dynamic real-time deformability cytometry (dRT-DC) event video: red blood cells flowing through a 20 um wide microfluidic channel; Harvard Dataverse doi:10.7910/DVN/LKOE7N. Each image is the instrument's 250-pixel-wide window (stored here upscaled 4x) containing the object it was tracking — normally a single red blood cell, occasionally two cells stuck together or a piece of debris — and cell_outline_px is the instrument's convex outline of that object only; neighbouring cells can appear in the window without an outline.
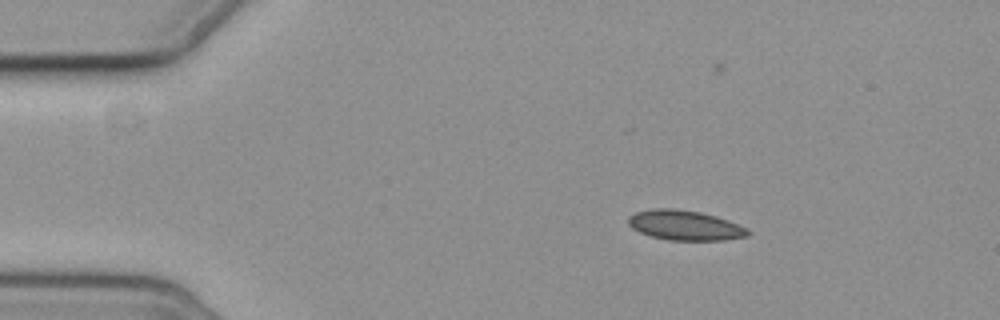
{"species": "common noctule bat (a hibernating species)", "species_latin": "Nyctalus noctula", "temperature_condition": "cold", "stored_images_in_passage": 4, "camera_frame_rate_fps": 3000, "um_per_image_px": 0.085, "animal": {"sex": "female", "body_mass_g": 19.3, "forearm_length_mm": 54.1}, "frame": {"image": 1, "passage_image": 1, "time_ms": 0.0, "image_size_px": [1000, 320], "cell_outline_px": [[752, 232], [748, 236], [724, 240], [668, 240], [652, 236], [640, 232], [632, 228], [628, 224], [628, 216], [636, 212], [652, 208], [676, 208], [700, 212], [716, 216], [728, 220], [748, 228]], "centroid_in_image_um": [58.23, 19.14], "position_along_channel_um": 26.8, "area_um2": 20.98}}
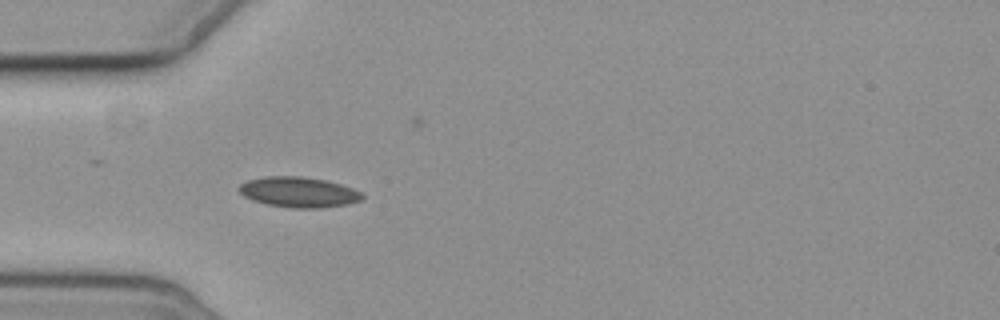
{"frame": {"image": 2, "passage_image": 3, "time_ms": 2.667, "image_size_px": [1000, 320], "cell_outline_px": [[364, 196], [360, 200], [348, 204], [320, 208], [292, 208], [268, 204], [252, 200], [244, 196], [240, 192], [240, 184], [248, 180], [268, 176], [300, 176], [324, 180], [340, 184], [352, 188], [360, 192]], "centroid_in_image_um": [25.39, 16.33], "position_along_channel_um": 59.6, "area_um2": 21.56}}
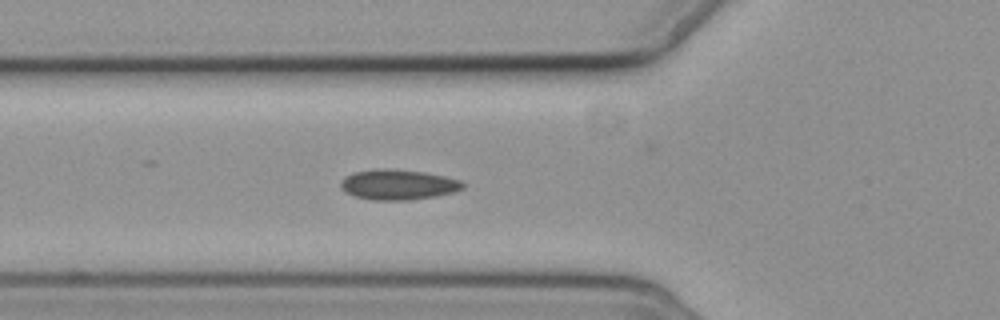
{"frame": {"image": 3, "passage_image": 4, "time_ms": 3.667, "image_size_px": [1000, 320], "cell_outline_px": [[464, 188], [452, 192], [436, 196], [408, 200], [372, 200], [356, 196], [344, 192], [340, 188], [340, 180], [344, 176], [352, 172], [380, 168], [384, 168], [424, 172], [444, 176], [460, 180], [464, 184]], "centroid_in_image_um": [33.78, 15.69], "position_along_channel_um": 92.0, "area_um2": 21.62}}